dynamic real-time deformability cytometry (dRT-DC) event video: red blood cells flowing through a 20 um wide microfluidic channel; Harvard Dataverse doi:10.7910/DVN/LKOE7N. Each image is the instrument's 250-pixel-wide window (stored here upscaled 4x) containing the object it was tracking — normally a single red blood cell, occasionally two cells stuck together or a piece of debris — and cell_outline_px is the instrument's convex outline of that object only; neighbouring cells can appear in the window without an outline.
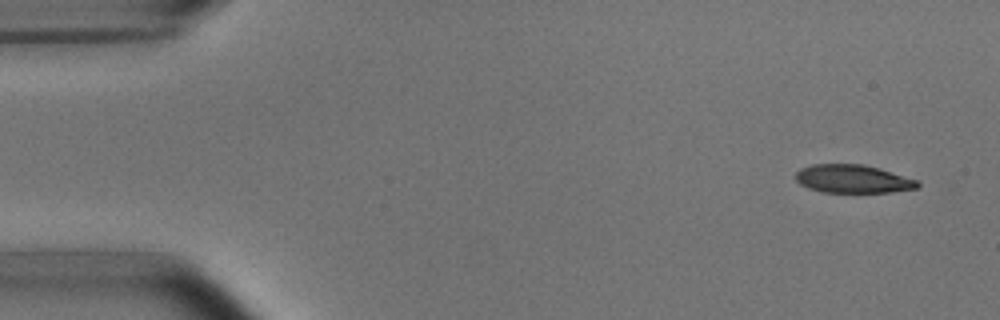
{"species": "common noctule bat (a hibernating species)", "species_latin": "Nyctalus noctula", "temperature_condition": "room temperature", "stored_images_in_passage": 4, "camera_frame_rate_fps": 3000, "um_per_image_px": 0.085, "animal": {"sex": "male", "body_mass_g": 15.6}, "frame": {"image": 1, "passage_image": 1, "time_ms": 0.0, "image_size_px": [1000, 320], "cell_outline_px": [[920, 184], [916, 188], [888, 192], [824, 192], [808, 188], [800, 184], [796, 180], [796, 172], [800, 168], [812, 164], [864, 164], [880, 168], [916, 180]], "centroid_in_image_um": [72.45, 15.19], "position_along_channel_um": 12.5, "area_um2": 19.94}}
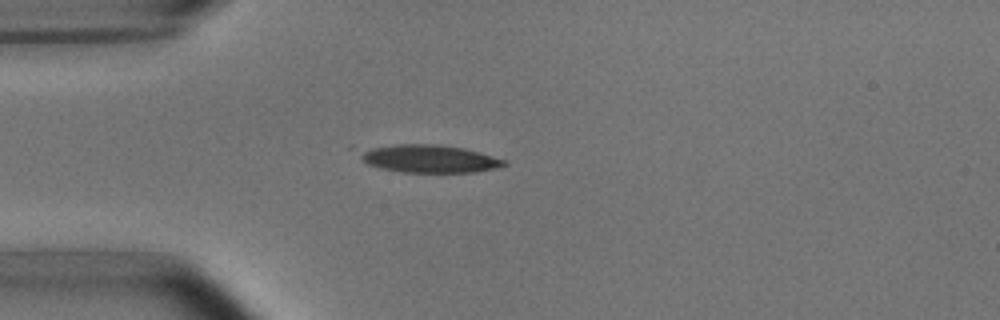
{"frame": {"image": 2, "passage_image": 4, "time_ms": 3.667, "image_size_px": [1000, 320], "cell_outline_px": [[508, 164], [496, 168], [476, 172], [404, 172], [380, 168], [368, 164], [348, 148], [348, 144], [440, 144], [464, 148], [492, 156], [504, 160]], "centroid_in_image_um": [36.14, 13.43], "position_along_channel_um": 48.9, "area_um2": 24.68}}